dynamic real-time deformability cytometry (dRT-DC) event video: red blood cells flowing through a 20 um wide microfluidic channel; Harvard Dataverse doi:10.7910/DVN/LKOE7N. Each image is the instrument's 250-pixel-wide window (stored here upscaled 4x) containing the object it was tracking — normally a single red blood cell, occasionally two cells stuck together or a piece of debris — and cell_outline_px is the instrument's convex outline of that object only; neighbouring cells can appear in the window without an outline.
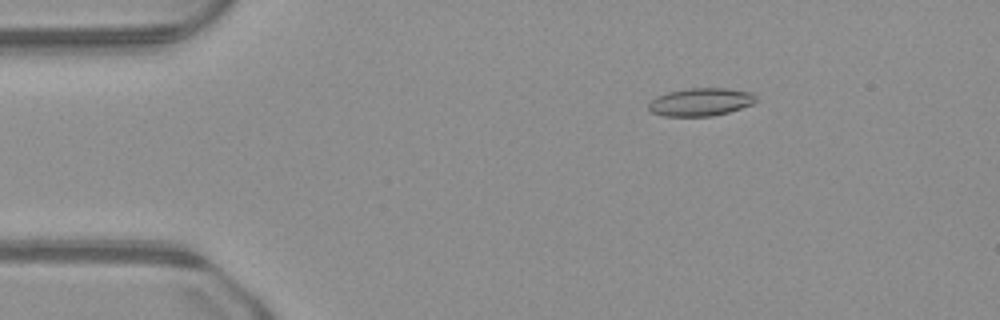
{"species": "common noctule bat (a hibernating species)", "species_latin": "Nyctalus noctula", "temperature_condition": "warm", "stored_images_in_passage": 13, "camera_frame_rate_fps": 3000, "um_per_image_px": 0.085, "animal": {"sex": "male", "body_mass_g": 23.1, "forearm_length_mm": 52.7}, "frame": {"image": 1, "passage_image": 2, "time_ms": 0.333, "image_size_px": [1000, 320], "cell_outline_px": [[756, 100], [752, 104], [728, 112], [712, 116], [664, 116], [652, 112], [648, 108], [648, 104], [656, 96], [668, 92], [688, 88], [724, 88], [752, 92], [756, 96]], "centroid_in_image_um": [59.54, 8.66], "position_along_channel_um": 25.5, "area_um2": 17.4}}
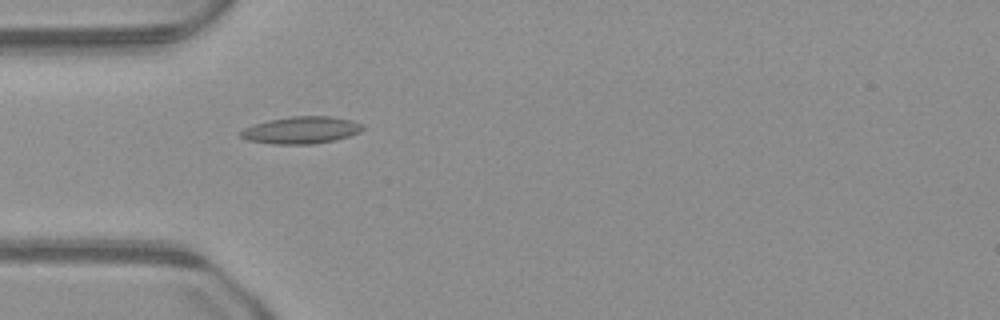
{"frame": {"image": 2, "passage_image": 9, "time_ms": 2.667, "image_size_px": [1000, 320], "cell_outline_px": [[364, 128], [360, 132], [336, 140], [312, 144], [272, 144], [248, 140], [240, 136], [240, 132], [244, 128], [252, 124], [268, 120], [292, 116], [332, 116], [352, 120], [364, 124]], "centroid_in_image_um": [25.62, 11.05], "position_along_channel_um": 59.4, "area_um2": 19.42}}